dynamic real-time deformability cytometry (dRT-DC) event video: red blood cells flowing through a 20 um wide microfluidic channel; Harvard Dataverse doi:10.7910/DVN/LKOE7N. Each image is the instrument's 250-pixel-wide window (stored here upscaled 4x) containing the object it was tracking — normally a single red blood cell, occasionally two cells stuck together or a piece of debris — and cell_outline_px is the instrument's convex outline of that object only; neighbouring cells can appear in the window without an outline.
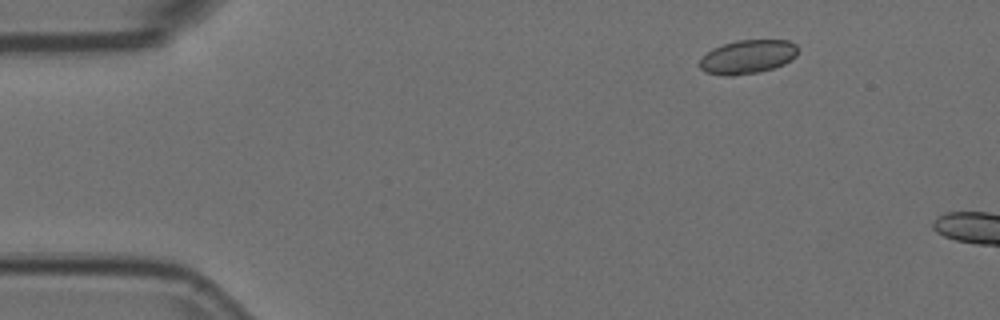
{"species": "Egyptian fruit bat (a non-hibernating species)", "species_latin": "Rousettus aegyptiacus", "temperature_condition": "room temperature", "stored_images_in_passage": 2, "camera_frame_rate_fps": 3000, "um_per_image_px": 0.085, "animal": {"sex": "female"}, "frame": {"image": 1, "passage_image": 2, "time_ms": 0.333, "image_size_px": [1000, 320], "cell_outline_px": [[796, 56], [792, 60], [784, 64], [760, 72], [732, 76], [724, 76], [704, 72], [700, 68], [700, 60], [712, 48], [736, 40], [788, 40], [796, 44]], "centroid_in_image_um": [63.54, 4.84], "position_along_channel_um": 21.5, "area_um2": 19.36}}